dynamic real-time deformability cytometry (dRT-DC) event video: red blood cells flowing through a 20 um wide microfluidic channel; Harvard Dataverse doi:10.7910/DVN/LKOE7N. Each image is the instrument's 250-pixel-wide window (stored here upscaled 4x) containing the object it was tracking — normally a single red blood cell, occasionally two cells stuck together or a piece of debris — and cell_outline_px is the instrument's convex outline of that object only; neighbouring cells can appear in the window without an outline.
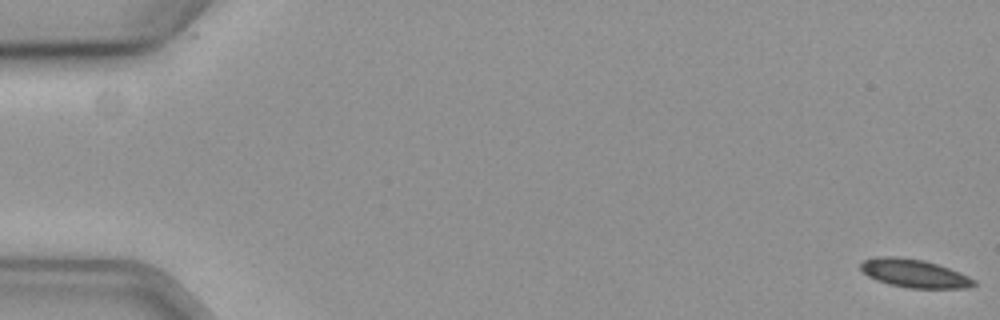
{"species": "common noctule bat (a hibernating species)", "species_latin": "Nyctalus noctula", "temperature_condition": "cold", "stored_images_in_passage": 16, "camera_frame_rate_fps": 3000, "um_per_image_px": 0.085, "animal": {"sex": "female", "body_mass_g": 19.3, "forearm_length_mm": 54.1}, "frame": {"image": 1, "passage_image": 1, "time_ms": 0.0, "image_size_px": [1000, 320], "cell_outline_px": [[976, 284], [968, 288], [908, 288], [888, 284], [876, 280], [868, 276], [860, 268], [860, 264], [864, 260], [876, 256], [892, 256], [924, 260], [960, 272], [976, 280]], "centroid_in_image_um": [77.7, 23.24], "position_along_channel_um": 7.3, "area_um2": 18.67}}